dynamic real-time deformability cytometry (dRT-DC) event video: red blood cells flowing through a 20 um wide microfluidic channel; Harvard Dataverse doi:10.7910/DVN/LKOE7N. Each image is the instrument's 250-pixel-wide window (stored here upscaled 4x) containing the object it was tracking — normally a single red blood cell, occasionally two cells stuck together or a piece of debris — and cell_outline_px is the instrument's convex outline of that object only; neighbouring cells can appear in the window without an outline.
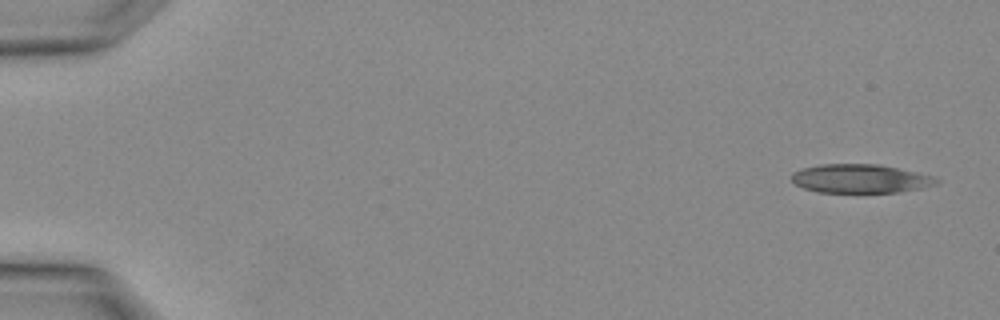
{"species": "Egyptian fruit bat (a non-hibernating species)", "species_latin": "Rousettus aegyptiacus", "temperature_condition": "warm", "stored_images_in_passage": 4, "camera_frame_rate_fps": 3000, "um_per_image_px": 0.085, "animal": {"sex": "female"}, "frame": {"image": 1, "passage_image": 1, "time_ms": 0.0, "image_size_px": [1000, 320], "cell_outline_px": [[940, 180], [936, 184], [920, 188], [900, 192], [816, 192], [804, 188], [796, 184], [792, 180], [792, 172], [800, 168], [820, 164], [880, 164], [936, 176]], "centroid_in_image_um": [73.13, 15.17], "position_along_channel_um": 11.9, "area_um2": 24.39}}